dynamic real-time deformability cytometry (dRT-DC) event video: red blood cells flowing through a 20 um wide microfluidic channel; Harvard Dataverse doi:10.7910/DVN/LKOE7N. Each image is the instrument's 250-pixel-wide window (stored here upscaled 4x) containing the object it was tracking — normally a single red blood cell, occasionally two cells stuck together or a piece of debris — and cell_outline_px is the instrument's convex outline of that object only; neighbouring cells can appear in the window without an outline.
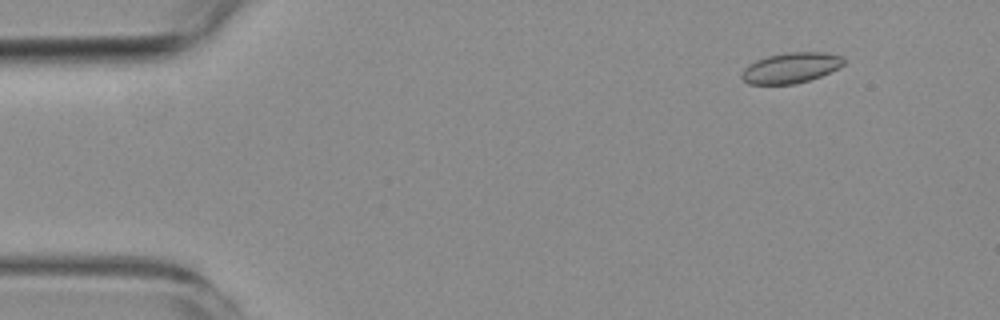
{"species": "common noctule bat (a hibernating species)", "species_latin": "Nyctalus noctula", "temperature_condition": "room temperature", "stored_images_in_passage": 5, "camera_frame_rate_fps": 3000, "um_per_image_px": 0.085, "animal": {"sex": "female", "body_mass_g": 19.3, "forearm_length_mm": 54.1}, "frame": {"image": 1, "passage_image": 2, "time_ms": 1.333, "image_size_px": [1000, 320], "cell_outline_px": [[844, 64], [840, 68], [820, 76], [796, 84], [748, 84], [740, 76], [744, 68], [748, 64], [756, 60], [768, 56], [788, 52], [824, 52], [840, 56], [844, 60]], "centroid_in_image_um": [67.21, 5.77], "position_along_channel_um": 17.8, "area_um2": 18.09}}
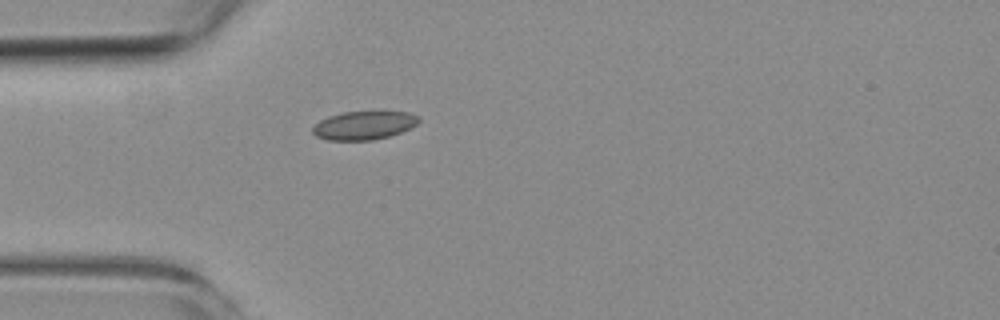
{"frame": {"image": 2, "passage_image": 5, "time_ms": 4.667, "image_size_px": [1000, 320], "cell_outline_px": [[420, 120], [416, 124], [400, 132], [388, 136], [372, 140], [328, 140], [316, 136], [312, 132], [312, 128], [320, 120], [328, 116], [340, 112], [384, 108], [408, 112], [420, 116]], "centroid_in_image_um": [30.97, 10.58], "position_along_channel_um": 54.0, "area_um2": 18.44}}